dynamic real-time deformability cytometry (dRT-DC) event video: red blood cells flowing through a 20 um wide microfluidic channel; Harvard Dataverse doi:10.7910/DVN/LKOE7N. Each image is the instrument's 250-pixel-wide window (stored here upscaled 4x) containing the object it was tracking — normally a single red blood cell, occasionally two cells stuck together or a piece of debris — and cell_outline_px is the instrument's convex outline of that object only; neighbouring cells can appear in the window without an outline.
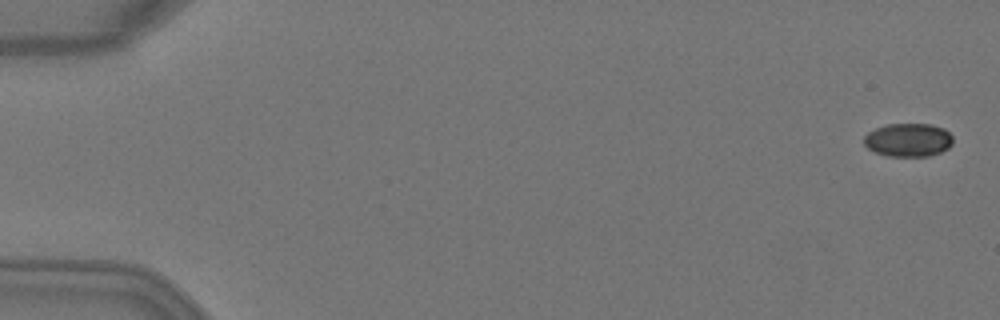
{"species": "Egyptian fruit bat (a non-hibernating species)", "species_latin": "Rousettus aegyptiacus", "temperature_condition": "warm", "stored_images_in_passage": 3, "camera_frame_rate_fps": 3000, "um_per_image_px": 0.085, "animal": {"sex": "female"}, "frame": {"image": 1, "passage_image": 1, "time_ms": 0.0, "image_size_px": [1000, 320], "cell_outline_px": [[952, 144], [948, 148], [940, 152], [928, 156], [888, 156], [876, 152], [868, 148], [864, 144], [864, 136], [868, 132], [876, 128], [888, 124], [932, 124], [944, 128], [952, 136]], "centroid_in_image_um": [77.21, 11.89], "position_along_channel_um": 7.8, "area_um2": 17.28}}